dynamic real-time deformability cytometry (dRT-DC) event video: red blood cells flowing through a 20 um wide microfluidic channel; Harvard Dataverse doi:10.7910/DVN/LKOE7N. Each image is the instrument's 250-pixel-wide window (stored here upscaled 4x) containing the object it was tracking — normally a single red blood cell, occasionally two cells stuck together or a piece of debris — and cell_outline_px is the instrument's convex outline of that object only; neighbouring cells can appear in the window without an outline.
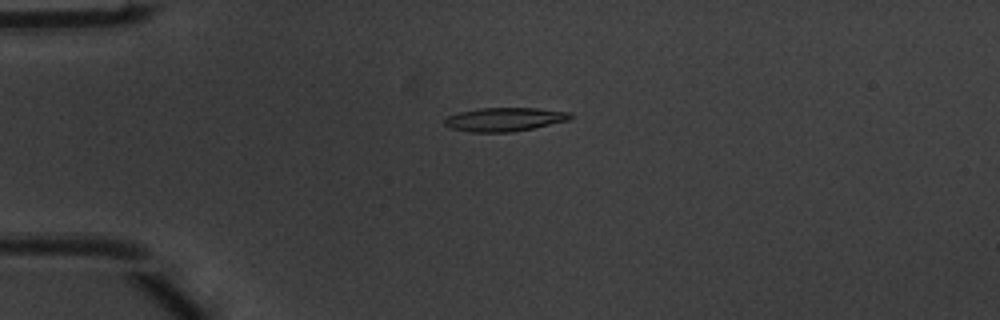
{"species": "common noctule bat (a hibernating species)", "species_latin": "Nyctalus noctula", "temperature_condition": "warm", "stored_images_in_passage": 39, "camera_frame_rate_fps": 3000, "um_per_image_px": 0.085, "animal": {"sex": "male", "body_mass_g": 20.1, "forearm_length_mm": 53.5}, "frame": {"image": 1, "passage_image": 1, "time_ms": 0.0, "image_size_px": [1000, 320], "cell_outline_px": [[576, 116], [572, 120], [512, 132], [472, 132], [452, 128], [444, 124], [444, 120], [448, 116], [460, 112], [480, 108], [536, 108], [572, 112]], "centroid_in_image_um": [42.98, 10.14], "position_along_channel_um": 42.0, "area_um2": 17.46}}
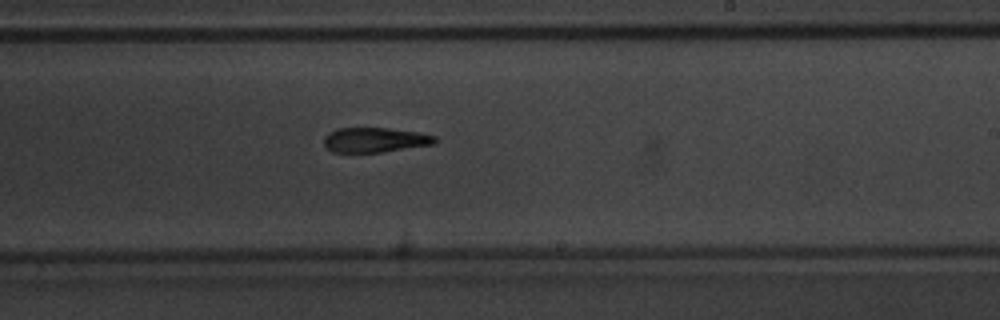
{"frame": {"image": 2, "passage_image": 19, "time_ms": 6.0, "image_size_px": [1000, 320], "cell_outline_px": [[436, 144], [384, 152], [332, 152], [324, 144], [324, 136], [328, 132], [336, 128], [388, 128], [416, 132], [436, 136]], "centroid_in_image_um": [31.87, 11.89], "position_along_channel_um": 257.1, "area_um2": 16.13}}
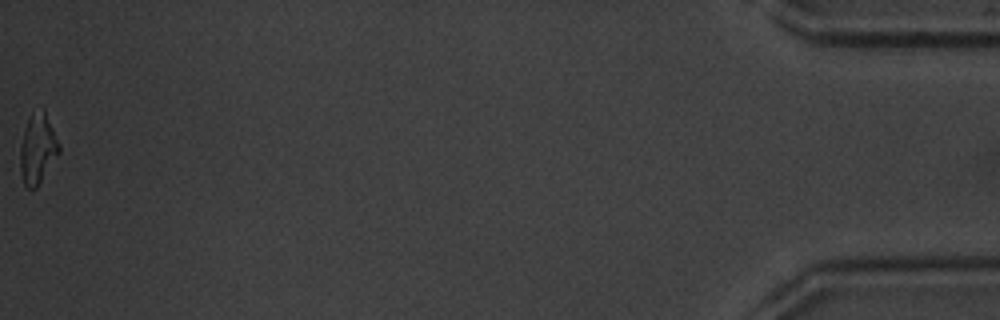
{"frame": {"image": 3, "passage_image": 39, "time_ms": 12.667, "image_size_px": [1000, 320], "cell_outline_px": [[60, 152], [36, 188], [28, 188], [24, 184], [20, 172], [20, 148], [24, 128], [32, 112], [44, 108], [60, 144]], "centroid_in_image_um": [3.2, 12.63], "position_along_channel_um": 432.0, "area_um2": 15.84}, "authors_computed_cell_mechanics": {"area_um2": 17.051, "velocity_mm_per_s": 4.0342, "shape_relaxation_time_tau1_ms": 4.4764, "shape_relaxation_time_tau2_ms": 6.6691, "deformation_change_tau1": 0.1854, "deformation_change_tau2": 0.2034}}